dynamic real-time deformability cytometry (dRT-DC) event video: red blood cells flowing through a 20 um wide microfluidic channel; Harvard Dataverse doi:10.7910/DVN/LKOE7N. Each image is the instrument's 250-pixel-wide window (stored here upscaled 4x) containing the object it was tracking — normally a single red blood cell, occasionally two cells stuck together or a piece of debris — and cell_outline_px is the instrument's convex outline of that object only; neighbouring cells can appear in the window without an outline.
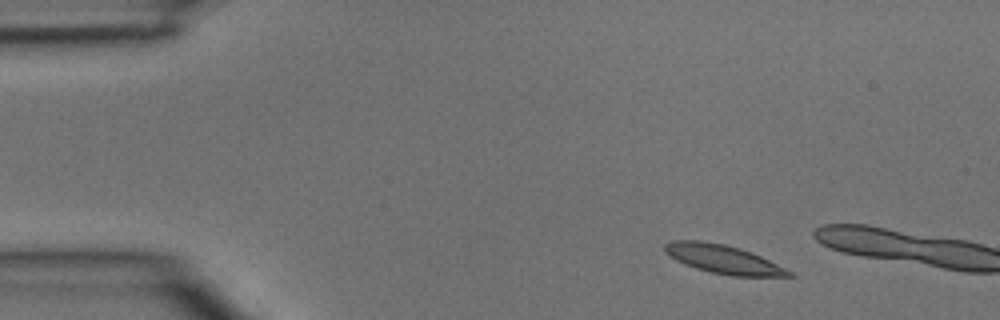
{"species": "common noctule bat (a hibernating species)", "species_latin": "Nyctalus noctula", "temperature_condition": "room temperature", "stored_images_in_passage": 3, "camera_frame_rate_fps": 3000, "um_per_image_px": 0.085, "animal": {"sex": "male", "body_mass_g": 15.6}, "frame": {"image": 1, "passage_image": 1, "time_ms": 0.0, "image_size_px": [1000, 320], "cell_outline_px": [[796, 276], [732, 276], [712, 272], [696, 268], [684, 264], [676, 260], [664, 252], [664, 244], [672, 240], [700, 240], [724, 244], [740, 248], [752, 252], [792, 272]], "centroid_in_image_um": [61.43, 22.02], "position_along_channel_um": 23.6, "area_um2": 20.58}}